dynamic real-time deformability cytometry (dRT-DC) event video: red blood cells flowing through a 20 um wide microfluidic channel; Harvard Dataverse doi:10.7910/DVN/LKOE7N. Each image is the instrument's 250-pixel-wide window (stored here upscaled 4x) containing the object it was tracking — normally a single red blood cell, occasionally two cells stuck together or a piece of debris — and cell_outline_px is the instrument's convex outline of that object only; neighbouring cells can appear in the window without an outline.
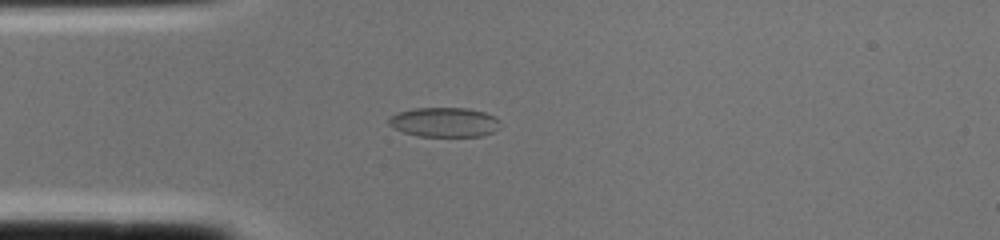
{"species": "common noctule bat (a hibernating species)", "species_latin": "Nyctalus noctula", "temperature_condition": "cold", "stored_images_in_passage": 1, "camera_frame_rate_fps": 3000, "um_per_image_px": 0.085, "animal": {"sex": "female", "body_mass_g": 22.0, "forearm_length_mm": 56.7}, "frame": {"image": 1, "passage_image": 1, "time_ms": 0.0, "image_size_px": [1000, 240], "cell_outline_px": [[500, 128], [492, 132], [480, 136], [420, 136], [404, 132], [388, 124], [388, 116], [412, 108], [468, 108], [484, 112], [496, 116], [500, 120]], "centroid_in_image_um": [37.8, 10.38], "position_along_channel_um": 47.2, "area_um2": 19.25}}